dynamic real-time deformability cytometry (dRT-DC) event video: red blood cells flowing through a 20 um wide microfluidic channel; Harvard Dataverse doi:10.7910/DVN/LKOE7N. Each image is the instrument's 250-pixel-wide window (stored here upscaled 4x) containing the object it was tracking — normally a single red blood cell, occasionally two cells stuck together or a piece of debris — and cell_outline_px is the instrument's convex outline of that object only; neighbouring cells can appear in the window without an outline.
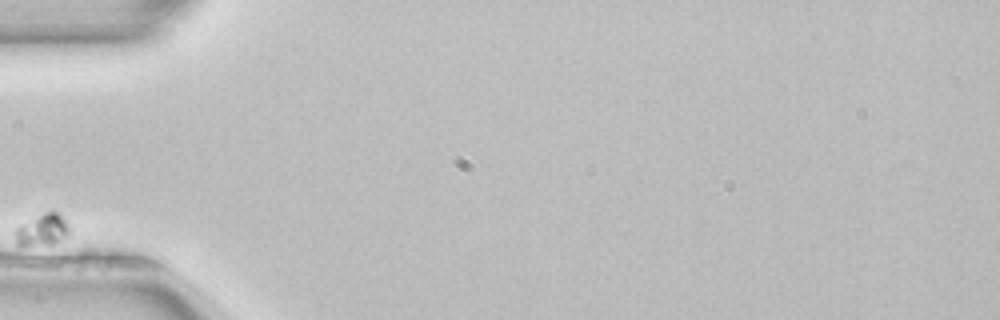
{"species": "common noctule bat (a hibernating species)", "species_latin": "Nyctalus noctula", "temperature_condition": "room temperature", "stored_images_in_passage": 2, "camera_frame_rate_fps": 3000, "um_per_image_px": 0.085, "animal": {"sex": "female", "body_mass_g": 22.7, "forearm_length_mm": 54.2}, "frame": {"image": 1, "passage_image": 1, "time_ms": 0.0, "image_size_px": [1000, 320], "cell_outline_px": [[72, 228], [68, 236], [52, 244], [16, 244], [16, 228], [20, 224], [52, 208], [60, 212], [68, 220]], "centroid_in_image_um": [3.72, 19.45], "position_along_channel_um": 81.3, "area_um2": 10.35}}